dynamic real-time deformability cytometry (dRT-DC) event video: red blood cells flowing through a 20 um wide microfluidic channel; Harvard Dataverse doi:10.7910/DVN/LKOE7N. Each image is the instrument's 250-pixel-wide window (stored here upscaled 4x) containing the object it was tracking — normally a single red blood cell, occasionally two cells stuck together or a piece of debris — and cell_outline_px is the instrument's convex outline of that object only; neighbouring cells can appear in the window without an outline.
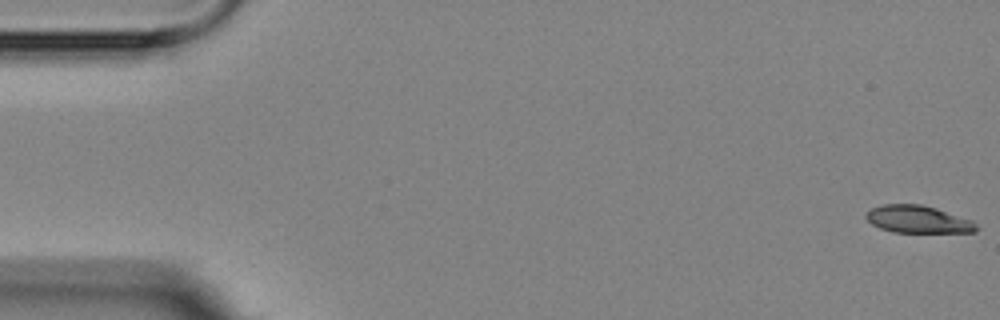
{"species": "Egyptian fruit bat (a non-hibernating species)", "species_latin": "Rousettus aegyptiacus", "temperature_condition": "room temperature", "stored_images_in_passage": 5, "segment_of_instrument_passage": [2, 2], "camera_frame_rate_fps": 3000, "um_per_image_px": 0.085, "animal": {"sex": "female"}, "frame": {"image": 1, "passage_image": 5, "time_ms": 7.0, "image_size_px": [1000, 320], "cell_outline_px": [[976, 232], [892, 232], [880, 228], [872, 224], [864, 216], [872, 208], [880, 204], [920, 204], [936, 208], [972, 220], [976, 224]], "centroid_in_image_um": [78.0, 18.64], "position_along_channel_um": 7.0, "area_um2": 17.51}}